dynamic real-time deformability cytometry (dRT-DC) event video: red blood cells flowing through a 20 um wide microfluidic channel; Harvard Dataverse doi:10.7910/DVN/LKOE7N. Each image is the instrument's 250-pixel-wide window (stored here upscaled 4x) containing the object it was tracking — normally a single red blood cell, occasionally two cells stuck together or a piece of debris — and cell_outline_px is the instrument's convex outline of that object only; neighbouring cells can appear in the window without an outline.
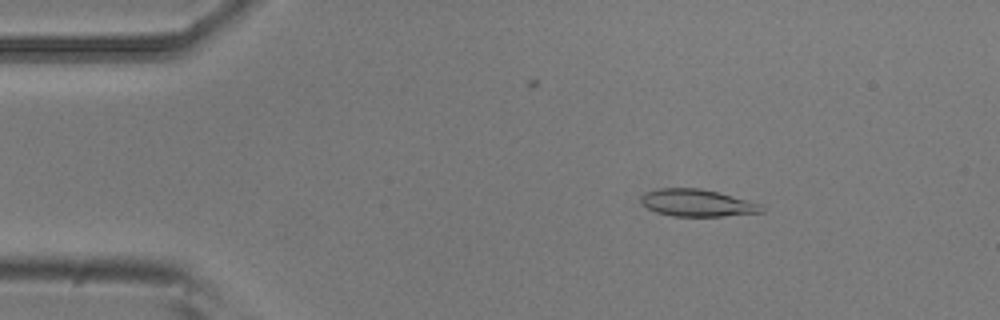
{"species": "common noctule bat (a hibernating species)", "species_latin": "Nyctalus noctula", "temperature_condition": "room temperature", "stored_images_in_passage": 7, "camera_frame_rate_fps": 3000, "um_per_image_px": 0.085, "animal": {"sex": "male", "body_mass_g": 20.5, "forearm_length_mm": 52.5}, "frame": {"image": 1, "passage_image": 3, "time_ms": 0.667, "image_size_px": [1000, 320], "cell_outline_px": [[764, 212], [724, 216], [672, 216], [656, 212], [640, 204], [640, 196], [644, 192], [660, 188], [700, 188], [716, 192], [760, 204], [764, 208]], "centroid_in_image_um": [59.19, 17.25], "position_along_channel_um": 25.8, "area_um2": 19.02}}
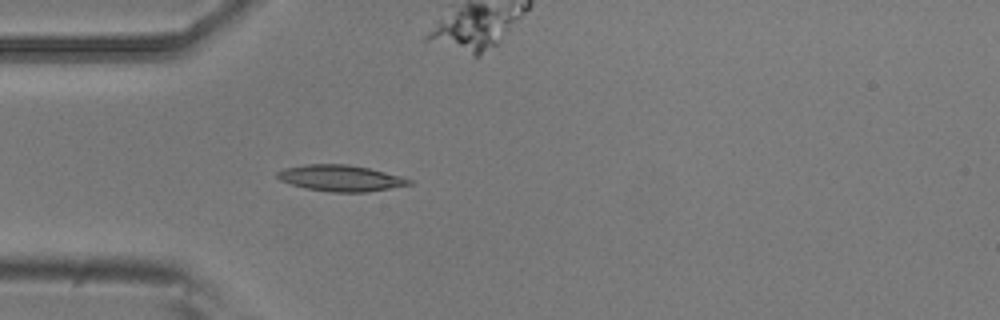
{"frame": {"image": 2, "passage_image": 5, "time_ms": 1.333, "image_size_px": [1000, 320], "cell_outline_px": [[412, 184], [368, 192], [332, 192], [304, 188], [280, 180], [276, 176], [276, 172], [284, 168], [308, 164], [348, 164], [368, 168], [384, 172], [412, 180]], "centroid_in_image_um": [28.92, 15.14], "position_along_channel_um": 56.1, "area_um2": 19.94}}
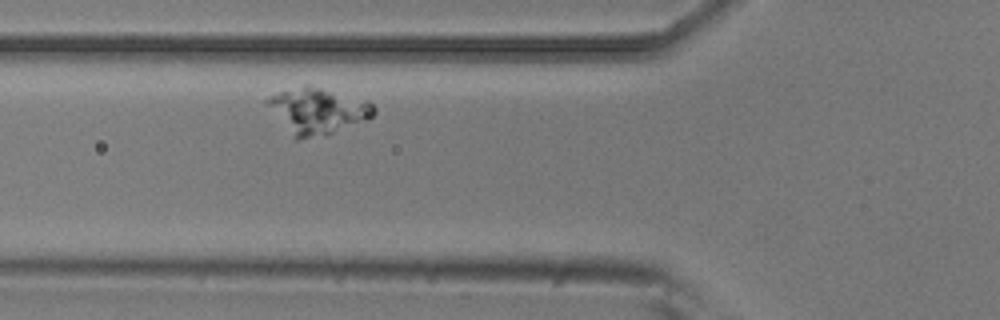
{"frame": {"image": 3, "passage_image": 7, "time_ms": 2.0, "image_size_px": [1000, 320], "cell_outline_px": [[376, 112], [368, 120], [324, 136], [296, 140], [292, 136], [264, 104], [264, 100], [280, 92], [308, 84], [368, 100], [376, 108]], "centroid_in_image_um": [27.0, 9.43], "position_along_channel_um": 98.8, "area_um2": 28.78}}